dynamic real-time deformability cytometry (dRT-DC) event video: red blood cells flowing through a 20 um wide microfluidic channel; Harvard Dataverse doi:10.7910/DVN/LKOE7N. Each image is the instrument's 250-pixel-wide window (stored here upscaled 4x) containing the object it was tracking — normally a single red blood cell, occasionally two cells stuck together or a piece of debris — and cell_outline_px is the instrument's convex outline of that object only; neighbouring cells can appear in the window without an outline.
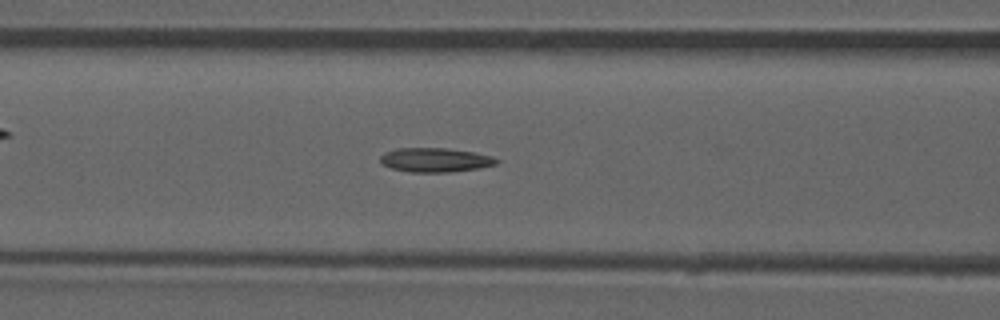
{"species": "common noctule bat (a hibernating species)", "species_latin": "Nyctalus noctula", "temperature_condition": "room temperature", "stored_images_in_passage": 33, "camera_frame_rate_fps": 3000, "um_per_image_px": 0.085, "animal": {"sex": "male", "forearm_length_mm": 52.5}, "frame": {"image": 1, "passage_image": 14, "time_ms": 4.333, "image_size_px": [1000, 320], "cell_outline_px": [[500, 160], [496, 164], [480, 168], [452, 172], [412, 172], [392, 168], [384, 164], [380, 160], [380, 156], [384, 152], [396, 148], [448, 148], [472, 152], [492, 156]], "centroid_in_image_um": [37.01, 13.59], "position_along_channel_um": 129.6, "area_um2": 16.36}, "authors_computed_cell_mechanics": {"area_um2": 16.0106, "velocity_mm_per_s": 3.947, "shape_relaxation_time_tau1_ms": null, "shape_relaxation_time_tau2_ms": 6.6895, "deformation_change_tau1": null, "deformation_change_tau2": 0.1713}}